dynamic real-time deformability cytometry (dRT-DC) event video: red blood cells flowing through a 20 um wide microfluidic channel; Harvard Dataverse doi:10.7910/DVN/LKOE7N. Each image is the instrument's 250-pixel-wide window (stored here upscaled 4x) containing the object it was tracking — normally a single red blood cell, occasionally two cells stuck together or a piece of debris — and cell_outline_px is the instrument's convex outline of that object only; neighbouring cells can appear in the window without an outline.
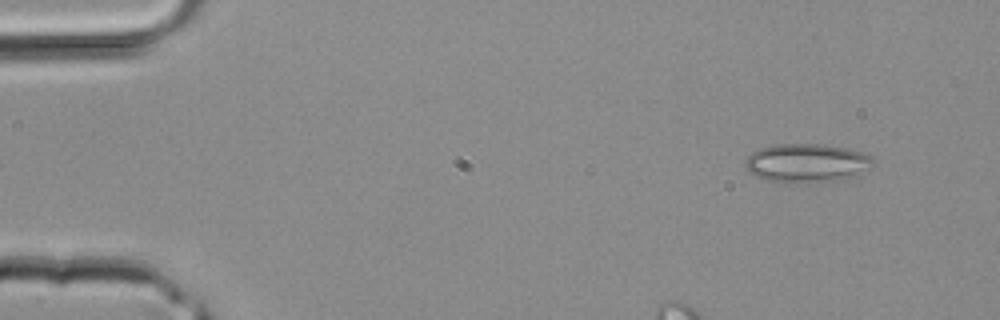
{"species": "common noctule bat (a hibernating species)", "species_latin": "Nyctalus noctula", "temperature_condition": "room temperature", "stored_images_in_passage": 4, "camera_frame_rate_fps": 3000, "um_per_image_px": 0.085, "animal": {"sex": "male", "body_mass_g": 20.4}, "frame": {"image": 1, "passage_image": 4, "time_ms": 1.0, "image_size_px": [1000, 320], "cell_outline_px": [[876, 164], [840, 180], [804, 184], [784, 184], [764, 180], [748, 172], [744, 164], [744, 160], [752, 152], [760, 148], [776, 144], [824, 144], [848, 148], [872, 156], [876, 160]], "centroid_in_image_um": [68.52, 13.87], "position_along_channel_um": 16.5, "area_um2": 29.42}}